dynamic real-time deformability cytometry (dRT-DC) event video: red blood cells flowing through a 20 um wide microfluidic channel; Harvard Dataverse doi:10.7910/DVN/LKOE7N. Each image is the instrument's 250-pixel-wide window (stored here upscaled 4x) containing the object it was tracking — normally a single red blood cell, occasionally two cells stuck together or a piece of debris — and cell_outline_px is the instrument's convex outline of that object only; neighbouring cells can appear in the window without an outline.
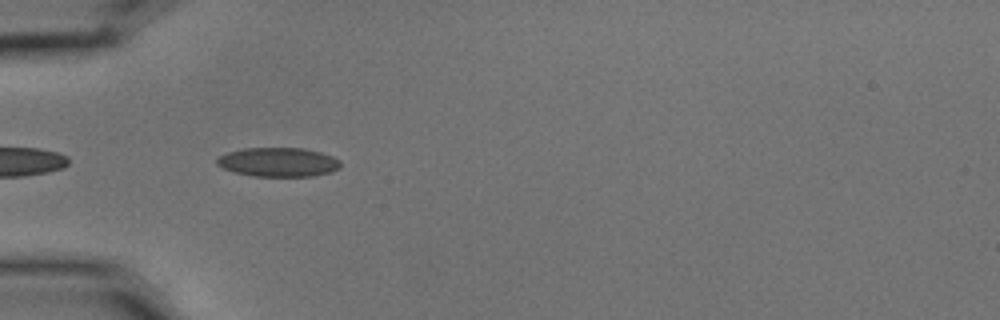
{"species": "common noctule bat (a hibernating species)", "species_latin": "Nyctalus noctula", "temperature_condition": "cold", "stored_images_in_passage": 4, "camera_frame_rate_fps": 3000, "um_per_image_px": 0.085, "animal": {"sex": "male", "body_mass_g": 15.6}, "frame": {"image": 1, "passage_image": 2, "time_ms": 0.333, "image_size_px": [1000, 320], "cell_outline_px": [[340, 168], [332, 172], [312, 176], [252, 176], [232, 172], [216, 164], [216, 160], [220, 156], [228, 152], [244, 148], [304, 148], [320, 152], [332, 156], [340, 160]], "centroid_in_image_um": [23.66, 13.78], "position_along_channel_um": 61.3, "area_um2": 21.04}}